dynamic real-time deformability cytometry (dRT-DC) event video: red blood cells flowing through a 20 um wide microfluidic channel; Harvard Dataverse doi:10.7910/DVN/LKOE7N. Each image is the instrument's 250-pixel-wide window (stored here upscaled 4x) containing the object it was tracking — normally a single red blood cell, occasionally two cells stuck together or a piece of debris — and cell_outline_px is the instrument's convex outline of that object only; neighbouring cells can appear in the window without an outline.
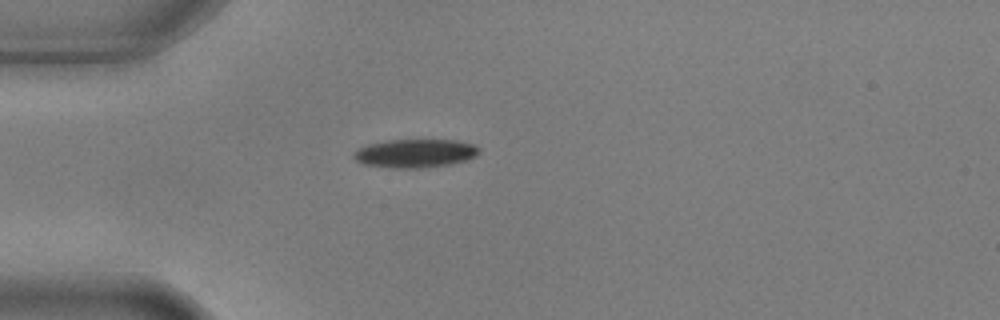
{"species": "common noctule bat (a hibernating species)", "species_latin": "Nyctalus noctula", "temperature_condition": "warm", "stored_images_in_passage": 2, "camera_frame_rate_fps": 3000, "um_per_image_px": 0.085, "animal": {"sex": "male", "body_mass_g": 17.9, "forearm_length_mm": 54.2}, "frame": {"image": 1, "passage_image": 1, "time_ms": 0.0, "image_size_px": [1000, 320], "cell_outline_px": [[480, 152], [476, 156], [468, 160], [452, 164], [420, 168], [392, 168], [360, 164], [352, 156], [352, 152], [368, 144], [388, 140], [456, 140], [472, 144], [480, 148]], "centroid_in_image_um": [35.28, 13.04], "position_along_channel_um": 49.7, "area_um2": 21.04}}